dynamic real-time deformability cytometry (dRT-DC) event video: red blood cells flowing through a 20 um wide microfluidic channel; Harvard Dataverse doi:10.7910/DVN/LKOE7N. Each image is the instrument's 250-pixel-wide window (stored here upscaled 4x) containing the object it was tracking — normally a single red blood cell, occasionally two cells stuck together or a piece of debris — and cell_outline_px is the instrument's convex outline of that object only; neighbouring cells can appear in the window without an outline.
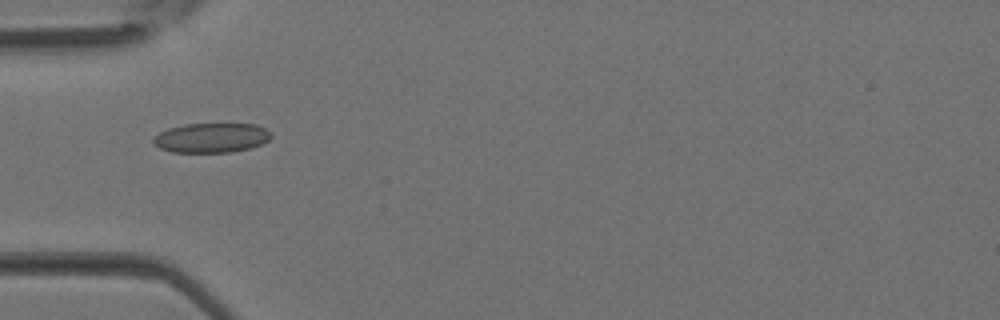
{"species": "Egyptian fruit bat (a non-hibernating species)", "species_latin": "Rousettus aegyptiacus", "temperature_condition": "room temperature", "stored_images_in_passage": 1, "camera_frame_rate_fps": 3000, "um_per_image_px": 0.085, "animal": {"sex": "female"}, "frame": {"image": 1, "passage_image": 1, "time_ms": 0.0, "image_size_px": [1000, 320], "cell_outline_px": [[272, 136], [268, 140], [252, 148], [232, 152], [172, 152], [160, 148], [152, 140], [160, 132], [168, 128], [184, 124], [256, 124], [272, 132]], "centroid_in_image_um": [18.0, 11.71], "position_along_channel_um": 67.0, "area_um2": 20.29}}